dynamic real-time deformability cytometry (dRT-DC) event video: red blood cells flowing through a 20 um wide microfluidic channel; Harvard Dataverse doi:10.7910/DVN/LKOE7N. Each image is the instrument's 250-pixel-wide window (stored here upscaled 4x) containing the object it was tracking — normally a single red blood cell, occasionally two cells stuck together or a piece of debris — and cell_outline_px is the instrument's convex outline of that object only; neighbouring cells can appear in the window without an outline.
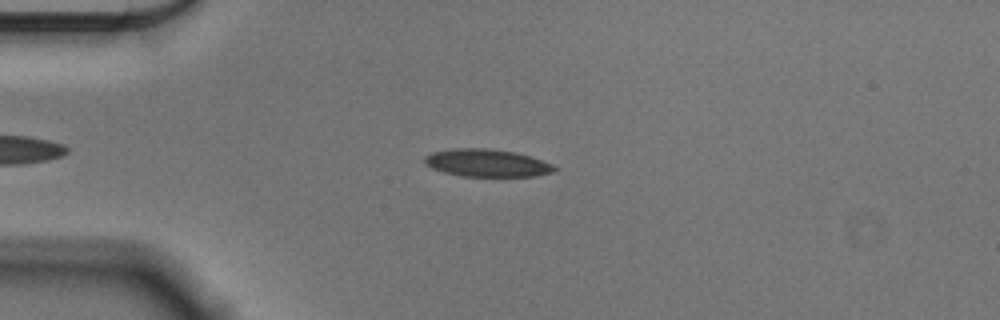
{"species": "Egyptian fruit bat (a non-hibernating species)", "species_latin": "Rousettus aegyptiacus", "temperature_condition": "cold", "stored_images_in_passage": 45, "camera_frame_rate_fps": 3000, "um_per_image_px": 0.085, "animal": {"sex": "male"}, "frame": {"image": 1, "passage_image": 7, "time_ms": 2.0, "image_size_px": [1000, 320], "cell_outline_px": [[560, 168], [552, 172], [536, 176], [460, 176], [444, 172], [432, 168], [424, 164], [424, 156], [432, 152], [456, 148], [488, 148], [516, 152], [552, 164]], "centroid_in_image_um": [41.37, 13.85], "position_along_channel_um": 43.6, "area_um2": 20.87}}
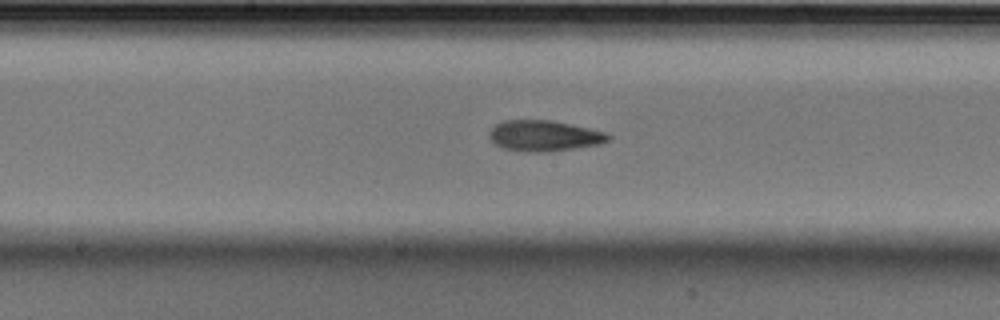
{"frame": {"image": 2, "passage_image": 22, "time_ms": 7.0, "image_size_px": [1000, 320], "cell_outline_px": [[612, 140], [600, 144], [576, 148], [548, 152], [524, 152], [504, 148], [496, 144], [488, 136], [488, 132], [496, 124], [504, 120], [552, 120], [572, 124], [608, 132], [612, 136]], "centroid_in_image_um": [46.31, 11.54], "position_along_channel_um": 201.9, "area_um2": 21.68}}
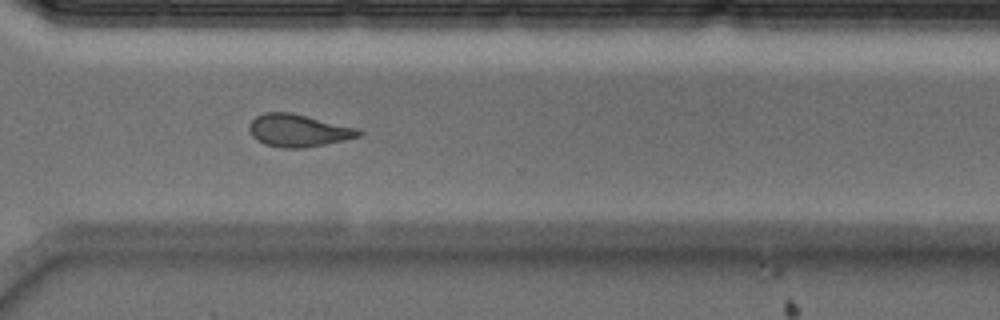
{"frame": {"image": 3, "passage_image": 34, "time_ms": 11.0, "image_size_px": [1000, 320], "cell_outline_px": [[364, 132], [360, 136], [344, 140], [304, 148], [280, 148], [264, 144], [256, 140], [252, 136], [248, 128], [248, 124], [256, 116], [264, 112], [292, 112], [360, 128]], "centroid_in_image_um": [25.36, 11.08], "position_along_channel_um": 345.2, "area_um2": 21.1}, "authors_computed_cell_mechanics": {"area_um2": 21.1548, "velocity_mm_per_s": 3.5921, "shape_relaxation_time_tau1_ms": null, "shape_relaxation_time_tau2_ms": 4.508, "deformation_change_tau1": null, "deformation_change_tau2": 0.114}}